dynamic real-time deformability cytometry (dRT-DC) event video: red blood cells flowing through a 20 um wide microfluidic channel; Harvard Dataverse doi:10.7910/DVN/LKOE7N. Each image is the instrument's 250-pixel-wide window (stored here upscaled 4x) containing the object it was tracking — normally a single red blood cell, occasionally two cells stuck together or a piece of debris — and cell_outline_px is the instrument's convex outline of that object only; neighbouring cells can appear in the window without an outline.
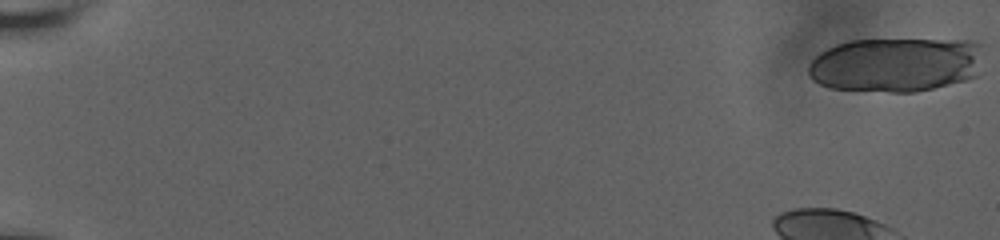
{"species": "human", "species_latin": "Homo sapiens", "temperature_condition": "room temperature", "stored_images_in_passage": 47, "camera_frame_rate_fps": 3000, "um_per_image_px": 0.085, "donor": {"sex": "male"}, "frame": {"image": 1, "passage_image": 1, "time_ms": 0.0, "image_size_px": [1000, 240], "cell_outline_px": [[984, 44], [976, 76], [964, 80], [916, 92], [888, 92], [828, 88], [812, 80], [808, 76], [808, 68], [812, 60], [820, 52], [836, 44], [848, 40], [972, 40]], "centroid_in_image_um": [76.14, 5.49], "position_along_channel_um": 8.9, "area_um2": 55.89}}
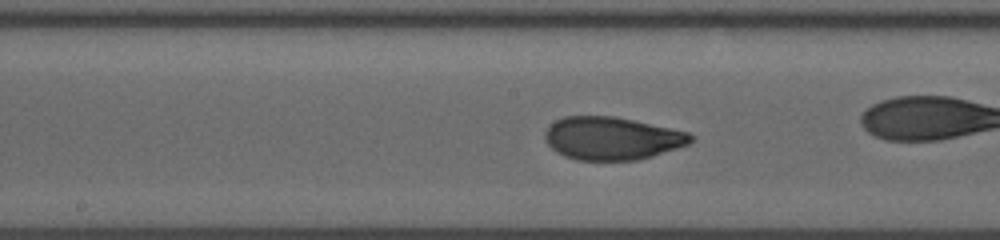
{"frame": {"image": 2, "passage_image": 31, "time_ms": 10.0, "image_size_px": [1000, 240], "cell_outline_px": [[696, 136], [688, 144], [676, 148], [636, 160], [576, 160], [564, 156], [556, 152], [544, 140], [544, 132], [548, 124], [564, 116], [616, 116], [688, 132]], "centroid_in_image_um": [51.96, 11.74], "position_along_channel_um": 196.2, "area_um2": 36.47}}
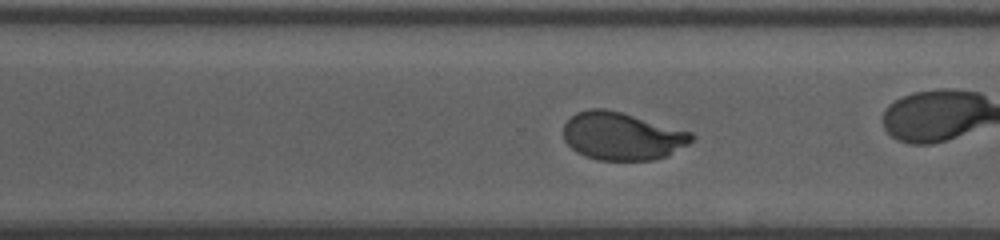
{"frame": {"image": 3, "passage_image": 41, "time_ms": 13.333, "image_size_px": [1000, 240], "cell_outline_px": [[696, 136], [688, 144], [668, 156], [652, 160], [596, 160], [584, 156], [576, 152], [564, 140], [564, 124], [576, 112], [588, 108], [604, 108], [620, 112], [692, 132]], "centroid_in_image_um": [52.87, 11.58], "position_along_channel_um": 317.7, "area_um2": 35.72}}